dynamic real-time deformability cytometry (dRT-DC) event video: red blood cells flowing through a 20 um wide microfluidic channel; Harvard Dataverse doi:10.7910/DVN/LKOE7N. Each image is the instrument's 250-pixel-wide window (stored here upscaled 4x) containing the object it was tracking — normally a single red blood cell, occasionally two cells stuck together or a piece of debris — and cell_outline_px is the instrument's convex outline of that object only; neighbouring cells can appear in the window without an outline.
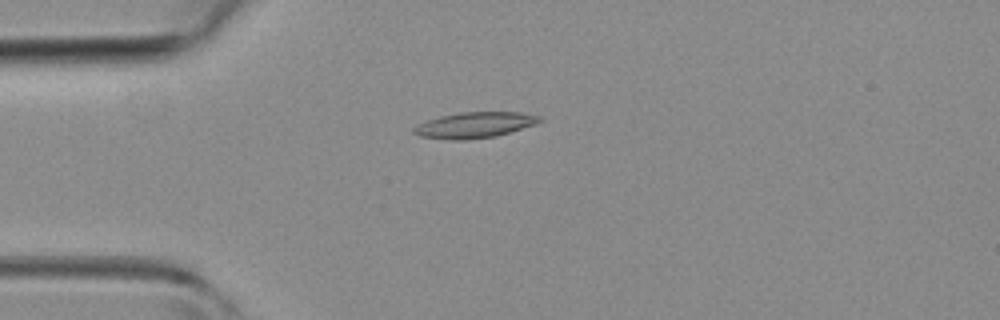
{"species": "common noctule bat (a hibernating species)", "species_latin": "Nyctalus noctula", "temperature_condition": "room temperature", "stored_images_in_passage": 44, "camera_frame_rate_fps": 3000, "um_per_image_px": 0.085, "animal": {"sex": "female", "body_mass_g": 19.3, "forearm_length_mm": 54.1}, "frame": {"image": 1, "passage_image": 11, "time_ms": 3.333, "image_size_px": [1000, 320], "cell_outline_px": [[544, 120], [536, 124], [496, 136], [464, 140], [452, 140], [420, 136], [412, 132], [412, 128], [416, 124], [440, 116], [460, 112], [520, 112], [540, 116]], "centroid_in_image_um": [40.33, 10.62], "position_along_channel_um": 44.7, "area_um2": 18.96}}
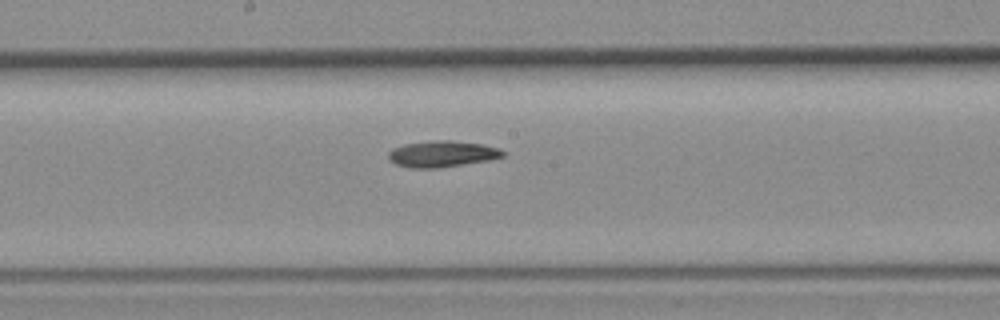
{"frame": {"image": 2, "passage_image": 23, "time_ms": 7.333, "image_size_px": [1000, 320], "cell_outline_px": [[508, 152], [504, 156], [488, 160], [440, 168], [408, 168], [396, 164], [388, 160], [388, 152], [392, 148], [404, 144], [436, 140], [452, 140], [480, 144], [500, 148]], "centroid_in_image_um": [37.57, 13.09], "position_along_channel_um": 210.6, "area_um2": 17.69}}
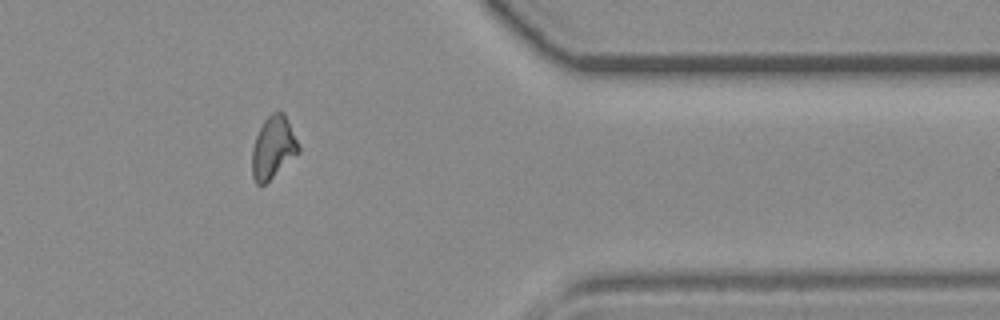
{"frame": {"image": 3, "passage_image": 36, "time_ms": 11.667, "image_size_px": [1000, 320], "cell_outline_px": [[300, 152], [264, 184], [256, 184], [252, 176], [252, 148], [256, 136], [264, 120], [272, 112], [280, 108], [284, 112], [288, 120], [300, 148]], "centroid_in_image_um": [23.22, 12.5], "position_along_channel_um": 388.2, "area_um2": 16.82}}